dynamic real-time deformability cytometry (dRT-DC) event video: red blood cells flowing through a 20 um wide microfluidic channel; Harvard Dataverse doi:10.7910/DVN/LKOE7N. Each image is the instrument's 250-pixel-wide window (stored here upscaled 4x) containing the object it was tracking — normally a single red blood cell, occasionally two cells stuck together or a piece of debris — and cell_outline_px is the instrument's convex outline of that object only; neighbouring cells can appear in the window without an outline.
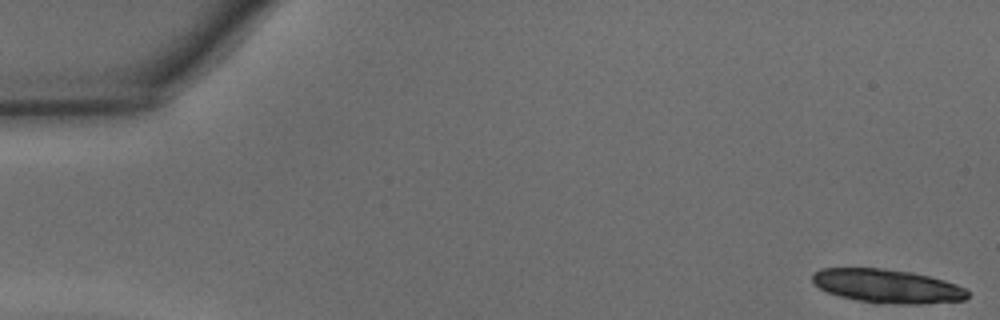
{"species": "common noctule bat (a hibernating species)", "species_latin": "Nyctalus noctula", "temperature_condition": "warm", "stored_images_in_passage": 17, "camera_frame_rate_fps": 3000, "um_per_image_px": 0.085, "animal": {"sex": "male", "body_mass_g": 15.6}, "frame": {"image": 1, "passage_image": 1, "time_ms": 0.0, "image_size_px": [1000, 320], "cell_outline_px": [[968, 296], [964, 300], [920, 304], [876, 304], [840, 296], [828, 292], [812, 284], [812, 272], [820, 268], [884, 268], [912, 272], [944, 280], [956, 284], [964, 288], [968, 292]], "centroid_in_image_um": [75.38, 24.32], "position_along_channel_um": 9.6, "area_um2": 30.75}}